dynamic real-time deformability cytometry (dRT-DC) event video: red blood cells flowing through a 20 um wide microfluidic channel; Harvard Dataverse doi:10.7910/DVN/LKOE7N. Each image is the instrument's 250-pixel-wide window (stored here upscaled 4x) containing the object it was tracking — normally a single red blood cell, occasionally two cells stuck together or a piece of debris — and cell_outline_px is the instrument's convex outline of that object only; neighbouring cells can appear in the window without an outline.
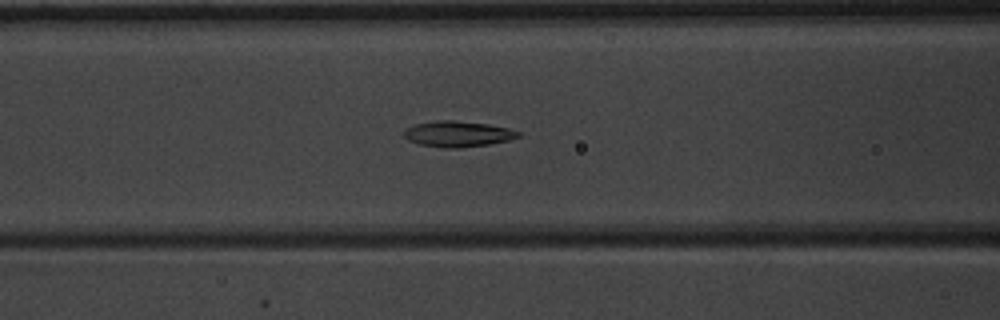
{"species": "common noctule bat (a hibernating species)", "species_latin": "Nyctalus noctula", "temperature_condition": "warm", "stored_images_in_passage": 35, "camera_frame_rate_fps": 3000, "um_per_image_px": 0.085, "animal": {"sex": "male", "body_mass_g": 20.1, "forearm_length_mm": 53.5}, "frame": {"image": 1, "passage_image": 6, "time_ms": 1.667, "image_size_px": [1000, 320], "cell_outline_px": [[520, 136], [508, 140], [488, 144], [460, 148], [444, 148], [420, 144], [408, 140], [404, 136], [404, 128], [416, 124], [436, 120], [452, 120], [488, 124], [508, 128], [520, 132]], "centroid_in_image_um": [38.89, 11.38], "position_along_channel_um": 127.7, "area_um2": 17.11}}
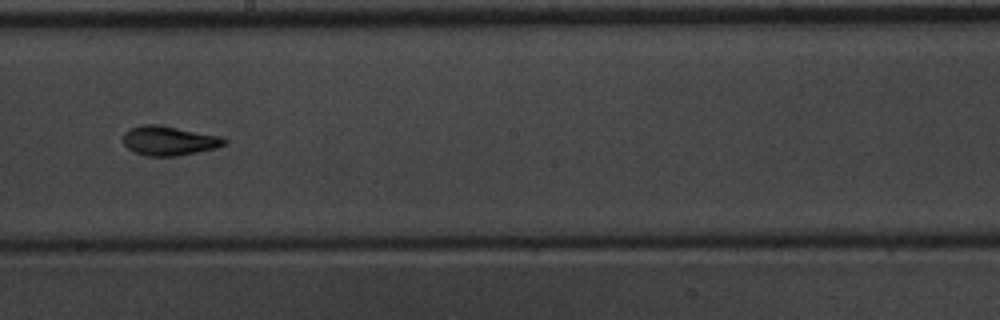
{"frame": {"image": 2, "passage_image": 14, "time_ms": 4.333, "image_size_px": [1000, 320], "cell_outline_px": [[228, 144], [216, 148], [176, 156], [152, 156], [136, 152], [128, 148], [124, 144], [124, 132], [128, 128], [140, 124], [156, 124], [220, 136], [228, 140]], "centroid_in_image_um": [14.37, 11.95], "position_along_channel_um": 233.8, "area_um2": 17.22}}
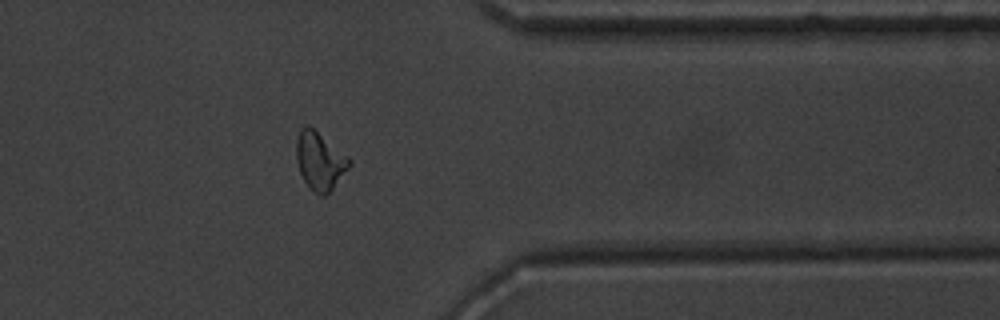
{"frame": {"image": 3, "passage_image": 26, "time_ms": 8.333, "image_size_px": [1000, 320], "cell_outline_px": [[352, 164], [332, 188], [324, 196], [320, 196], [308, 188], [300, 172], [296, 160], [296, 140], [300, 128], [308, 124], [348, 156], [352, 160]], "centroid_in_image_um": [27.17, 13.67], "position_along_channel_um": 384.2, "area_um2": 17.86}, "authors_computed_cell_mechanics": {"area_um2": 16.8198, "velocity_mm_per_s": 3.9832, "shape_relaxation_time_tau1_ms": 6.9927, "shape_relaxation_time_tau2_ms": 1.8592, "deformation_change_tau1": 0.2016, "deformation_change_tau2": 0.0885}}